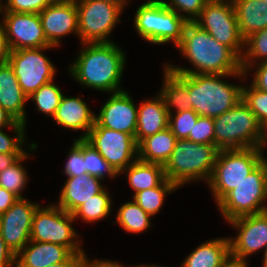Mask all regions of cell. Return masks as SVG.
Here are the masks:
<instances>
[{
  "label": "cell",
  "mask_w": 267,
  "mask_h": 267,
  "mask_svg": "<svg viewBox=\"0 0 267 267\" xmlns=\"http://www.w3.org/2000/svg\"><path fill=\"white\" fill-rule=\"evenodd\" d=\"M249 261L235 257L231 253L222 261L219 267H249Z\"/></svg>",
  "instance_id": "681fc988"
},
{
  "label": "cell",
  "mask_w": 267,
  "mask_h": 267,
  "mask_svg": "<svg viewBox=\"0 0 267 267\" xmlns=\"http://www.w3.org/2000/svg\"><path fill=\"white\" fill-rule=\"evenodd\" d=\"M18 199L13 193L0 187V214L8 211Z\"/></svg>",
  "instance_id": "bcb514c9"
},
{
  "label": "cell",
  "mask_w": 267,
  "mask_h": 267,
  "mask_svg": "<svg viewBox=\"0 0 267 267\" xmlns=\"http://www.w3.org/2000/svg\"><path fill=\"white\" fill-rule=\"evenodd\" d=\"M219 151L216 145L177 139L169 160L163 166L165 176L178 188L196 180L208 183Z\"/></svg>",
  "instance_id": "277c9868"
},
{
  "label": "cell",
  "mask_w": 267,
  "mask_h": 267,
  "mask_svg": "<svg viewBox=\"0 0 267 267\" xmlns=\"http://www.w3.org/2000/svg\"><path fill=\"white\" fill-rule=\"evenodd\" d=\"M27 101L28 97L22 91L11 65L8 62L0 65V106L25 126Z\"/></svg>",
  "instance_id": "7402d4cb"
},
{
  "label": "cell",
  "mask_w": 267,
  "mask_h": 267,
  "mask_svg": "<svg viewBox=\"0 0 267 267\" xmlns=\"http://www.w3.org/2000/svg\"><path fill=\"white\" fill-rule=\"evenodd\" d=\"M137 267H165V266H157V265H137Z\"/></svg>",
  "instance_id": "6f0895ef"
},
{
  "label": "cell",
  "mask_w": 267,
  "mask_h": 267,
  "mask_svg": "<svg viewBox=\"0 0 267 267\" xmlns=\"http://www.w3.org/2000/svg\"><path fill=\"white\" fill-rule=\"evenodd\" d=\"M9 47L4 36V32L0 23V65L6 63L9 57Z\"/></svg>",
  "instance_id": "f907efd6"
},
{
  "label": "cell",
  "mask_w": 267,
  "mask_h": 267,
  "mask_svg": "<svg viewBox=\"0 0 267 267\" xmlns=\"http://www.w3.org/2000/svg\"><path fill=\"white\" fill-rule=\"evenodd\" d=\"M253 69L255 72L252 76L253 81L251 82V84L257 89L267 92V61H263V62L249 66L245 70V75L246 76L249 75ZM248 71H249V74H248Z\"/></svg>",
  "instance_id": "7bdbcfd3"
},
{
  "label": "cell",
  "mask_w": 267,
  "mask_h": 267,
  "mask_svg": "<svg viewBox=\"0 0 267 267\" xmlns=\"http://www.w3.org/2000/svg\"><path fill=\"white\" fill-rule=\"evenodd\" d=\"M1 15L9 50L51 46L45 38L39 14L3 11Z\"/></svg>",
  "instance_id": "5bb4252c"
},
{
  "label": "cell",
  "mask_w": 267,
  "mask_h": 267,
  "mask_svg": "<svg viewBox=\"0 0 267 267\" xmlns=\"http://www.w3.org/2000/svg\"><path fill=\"white\" fill-rule=\"evenodd\" d=\"M66 179L60 191L59 201L56 204L58 207L71 214L83 203L106 188L103 187L101 179L88 174Z\"/></svg>",
  "instance_id": "ffe728a7"
},
{
  "label": "cell",
  "mask_w": 267,
  "mask_h": 267,
  "mask_svg": "<svg viewBox=\"0 0 267 267\" xmlns=\"http://www.w3.org/2000/svg\"><path fill=\"white\" fill-rule=\"evenodd\" d=\"M45 38L59 47L60 38L75 34L79 38L78 11L75 1L55 0L39 13Z\"/></svg>",
  "instance_id": "ac0fdd59"
},
{
  "label": "cell",
  "mask_w": 267,
  "mask_h": 267,
  "mask_svg": "<svg viewBox=\"0 0 267 267\" xmlns=\"http://www.w3.org/2000/svg\"><path fill=\"white\" fill-rule=\"evenodd\" d=\"M263 61H267V28L253 33L244 40L242 71L245 72L249 66Z\"/></svg>",
  "instance_id": "d6a6232c"
},
{
  "label": "cell",
  "mask_w": 267,
  "mask_h": 267,
  "mask_svg": "<svg viewBox=\"0 0 267 267\" xmlns=\"http://www.w3.org/2000/svg\"><path fill=\"white\" fill-rule=\"evenodd\" d=\"M240 30L247 37L267 28V2L263 0H232Z\"/></svg>",
  "instance_id": "d4e9b609"
},
{
  "label": "cell",
  "mask_w": 267,
  "mask_h": 267,
  "mask_svg": "<svg viewBox=\"0 0 267 267\" xmlns=\"http://www.w3.org/2000/svg\"><path fill=\"white\" fill-rule=\"evenodd\" d=\"M84 140L120 172L138 159V144L134 136L105 127H92Z\"/></svg>",
  "instance_id": "4fadbf2b"
},
{
  "label": "cell",
  "mask_w": 267,
  "mask_h": 267,
  "mask_svg": "<svg viewBox=\"0 0 267 267\" xmlns=\"http://www.w3.org/2000/svg\"><path fill=\"white\" fill-rule=\"evenodd\" d=\"M194 23L242 57L244 39L240 35L232 0L205 4Z\"/></svg>",
  "instance_id": "7c38bea8"
},
{
  "label": "cell",
  "mask_w": 267,
  "mask_h": 267,
  "mask_svg": "<svg viewBox=\"0 0 267 267\" xmlns=\"http://www.w3.org/2000/svg\"><path fill=\"white\" fill-rule=\"evenodd\" d=\"M3 129L5 128H0V153H26L28 148H23L26 146L25 124L17 121L13 125L12 130L16 134L14 137H10Z\"/></svg>",
  "instance_id": "74e56055"
},
{
  "label": "cell",
  "mask_w": 267,
  "mask_h": 267,
  "mask_svg": "<svg viewBox=\"0 0 267 267\" xmlns=\"http://www.w3.org/2000/svg\"><path fill=\"white\" fill-rule=\"evenodd\" d=\"M28 151L21 156L13 165L0 172V187L13 193L18 198H25L22 191L25 189L28 182V173L23 164V161L29 159V151L37 149V143L32 142L28 144Z\"/></svg>",
  "instance_id": "f1b7e54d"
},
{
  "label": "cell",
  "mask_w": 267,
  "mask_h": 267,
  "mask_svg": "<svg viewBox=\"0 0 267 267\" xmlns=\"http://www.w3.org/2000/svg\"><path fill=\"white\" fill-rule=\"evenodd\" d=\"M72 254L63 245L30 240L16 255L15 267H48L66 261Z\"/></svg>",
  "instance_id": "44dd1931"
},
{
  "label": "cell",
  "mask_w": 267,
  "mask_h": 267,
  "mask_svg": "<svg viewBox=\"0 0 267 267\" xmlns=\"http://www.w3.org/2000/svg\"><path fill=\"white\" fill-rule=\"evenodd\" d=\"M83 159L85 161V171L92 177H97L101 180H105V175H108L109 179H116V177L119 176L114 168L105 161V159L98 153V151L90 146L84 139Z\"/></svg>",
  "instance_id": "e575fe53"
},
{
  "label": "cell",
  "mask_w": 267,
  "mask_h": 267,
  "mask_svg": "<svg viewBox=\"0 0 267 267\" xmlns=\"http://www.w3.org/2000/svg\"><path fill=\"white\" fill-rule=\"evenodd\" d=\"M83 267H126L122 263H119V261H113V260H102V259H89L88 256L85 254L83 258ZM130 267H137V265H133Z\"/></svg>",
  "instance_id": "f6af8a7d"
},
{
  "label": "cell",
  "mask_w": 267,
  "mask_h": 267,
  "mask_svg": "<svg viewBox=\"0 0 267 267\" xmlns=\"http://www.w3.org/2000/svg\"><path fill=\"white\" fill-rule=\"evenodd\" d=\"M265 158L260 148L220 150L207 183L215 202L236 188Z\"/></svg>",
  "instance_id": "8992f818"
},
{
  "label": "cell",
  "mask_w": 267,
  "mask_h": 267,
  "mask_svg": "<svg viewBox=\"0 0 267 267\" xmlns=\"http://www.w3.org/2000/svg\"><path fill=\"white\" fill-rule=\"evenodd\" d=\"M104 1L110 4L118 5L123 11L126 8L127 4L130 2L129 0H99Z\"/></svg>",
  "instance_id": "f5cc1de1"
},
{
  "label": "cell",
  "mask_w": 267,
  "mask_h": 267,
  "mask_svg": "<svg viewBox=\"0 0 267 267\" xmlns=\"http://www.w3.org/2000/svg\"><path fill=\"white\" fill-rule=\"evenodd\" d=\"M267 158H265L236 188L218 203L220 214L229 222L238 217L267 211Z\"/></svg>",
  "instance_id": "ba28073f"
},
{
  "label": "cell",
  "mask_w": 267,
  "mask_h": 267,
  "mask_svg": "<svg viewBox=\"0 0 267 267\" xmlns=\"http://www.w3.org/2000/svg\"><path fill=\"white\" fill-rule=\"evenodd\" d=\"M16 255L6 245L0 232V267H15Z\"/></svg>",
  "instance_id": "ee69618b"
},
{
  "label": "cell",
  "mask_w": 267,
  "mask_h": 267,
  "mask_svg": "<svg viewBox=\"0 0 267 267\" xmlns=\"http://www.w3.org/2000/svg\"><path fill=\"white\" fill-rule=\"evenodd\" d=\"M67 162L64 167V174L67 178L87 174L85 171V161L83 159V139L73 140L72 147L69 149Z\"/></svg>",
  "instance_id": "ab89813d"
},
{
  "label": "cell",
  "mask_w": 267,
  "mask_h": 267,
  "mask_svg": "<svg viewBox=\"0 0 267 267\" xmlns=\"http://www.w3.org/2000/svg\"><path fill=\"white\" fill-rule=\"evenodd\" d=\"M226 77L242 81L246 75L244 71L236 74H188L191 109L199 116L218 117L242 101L243 84L227 83L222 80Z\"/></svg>",
  "instance_id": "3957f363"
},
{
  "label": "cell",
  "mask_w": 267,
  "mask_h": 267,
  "mask_svg": "<svg viewBox=\"0 0 267 267\" xmlns=\"http://www.w3.org/2000/svg\"><path fill=\"white\" fill-rule=\"evenodd\" d=\"M126 173L128 183L135 193L158 187L165 179L163 165L135 160L119 175Z\"/></svg>",
  "instance_id": "83f0119b"
},
{
  "label": "cell",
  "mask_w": 267,
  "mask_h": 267,
  "mask_svg": "<svg viewBox=\"0 0 267 267\" xmlns=\"http://www.w3.org/2000/svg\"><path fill=\"white\" fill-rule=\"evenodd\" d=\"M40 205L19 198L8 211L0 214L1 235L15 255L30 241L33 216Z\"/></svg>",
  "instance_id": "9a60e30c"
},
{
  "label": "cell",
  "mask_w": 267,
  "mask_h": 267,
  "mask_svg": "<svg viewBox=\"0 0 267 267\" xmlns=\"http://www.w3.org/2000/svg\"><path fill=\"white\" fill-rule=\"evenodd\" d=\"M176 189L179 188L166 178L158 187L134 193L132 198L148 215L153 217L160 212L165 196Z\"/></svg>",
  "instance_id": "1f68e13d"
},
{
  "label": "cell",
  "mask_w": 267,
  "mask_h": 267,
  "mask_svg": "<svg viewBox=\"0 0 267 267\" xmlns=\"http://www.w3.org/2000/svg\"><path fill=\"white\" fill-rule=\"evenodd\" d=\"M109 99L95 115L93 127H105L111 130L125 132L135 137L138 106L127 90L111 93Z\"/></svg>",
  "instance_id": "e0dca14e"
},
{
  "label": "cell",
  "mask_w": 267,
  "mask_h": 267,
  "mask_svg": "<svg viewBox=\"0 0 267 267\" xmlns=\"http://www.w3.org/2000/svg\"><path fill=\"white\" fill-rule=\"evenodd\" d=\"M78 57L69 65L73 80L96 91L117 93L123 91L121 78L126 52L113 42L82 43Z\"/></svg>",
  "instance_id": "6da1fadb"
},
{
  "label": "cell",
  "mask_w": 267,
  "mask_h": 267,
  "mask_svg": "<svg viewBox=\"0 0 267 267\" xmlns=\"http://www.w3.org/2000/svg\"><path fill=\"white\" fill-rule=\"evenodd\" d=\"M222 1H225V0H203V2L205 4H207V3H217V2H222Z\"/></svg>",
  "instance_id": "9f6ffc18"
},
{
  "label": "cell",
  "mask_w": 267,
  "mask_h": 267,
  "mask_svg": "<svg viewBox=\"0 0 267 267\" xmlns=\"http://www.w3.org/2000/svg\"><path fill=\"white\" fill-rule=\"evenodd\" d=\"M163 84L158 92L169 113L172 109L186 111L191 109L188 91V74L174 73L163 65Z\"/></svg>",
  "instance_id": "cb8c5ba5"
},
{
  "label": "cell",
  "mask_w": 267,
  "mask_h": 267,
  "mask_svg": "<svg viewBox=\"0 0 267 267\" xmlns=\"http://www.w3.org/2000/svg\"><path fill=\"white\" fill-rule=\"evenodd\" d=\"M162 1L168 8L176 11L187 22H194L200 15L205 3L203 0H148Z\"/></svg>",
  "instance_id": "f35d334b"
},
{
  "label": "cell",
  "mask_w": 267,
  "mask_h": 267,
  "mask_svg": "<svg viewBox=\"0 0 267 267\" xmlns=\"http://www.w3.org/2000/svg\"><path fill=\"white\" fill-rule=\"evenodd\" d=\"M84 256L85 254H72L66 261L48 267H83Z\"/></svg>",
  "instance_id": "7dc6e473"
},
{
  "label": "cell",
  "mask_w": 267,
  "mask_h": 267,
  "mask_svg": "<svg viewBox=\"0 0 267 267\" xmlns=\"http://www.w3.org/2000/svg\"><path fill=\"white\" fill-rule=\"evenodd\" d=\"M188 22L162 1H146L134 16V28L143 40L154 45L172 42L177 46Z\"/></svg>",
  "instance_id": "52a82bcc"
},
{
  "label": "cell",
  "mask_w": 267,
  "mask_h": 267,
  "mask_svg": "<svg viewBox=\"0 0 267 267\" xmlns=\"http://www.w3.org/2000/svg\"><path fill=\"white\" fill-rule=\"evenodd\" d=\"M73 214L52 203L39 206L34 213L30 240L59 244L67 247L73 254H86L76 229Z\"/></svg>",
  "instance_id": "9c48e42d"
},
{
  "label": "cell",
  "mask_w": 267,
  "mask_h": 267,
  "mask_svg": "<svg viewBox=\"0 0 267 267\" xmlns=\"http://www.w3.org/2000/svg\"><path fill=\"white\" fill-rule=\"evenodd\" d=\"M229 253V237H215L203 242L189 253L181 267H219Z\"/></svg>",
  "instance_id": "484cf974"
},
{
  "label": "cell",
  "mask_w": 267,
  "mask_h": 267,
  "mask_svg": "<svg viewBox=\"0 0 267 267\" xmlns=\"http://www.w3.org/2000/svg\"><path fill=\"white\" fill-rule=\"evenodd\" d=\"M25 153H0V172L13 165Z\"/></svg>",
  "instance_id": "c3c4849f"
},
{
  "label": "cell",
  "mask_w": 267,
  "mask_h": 267,
  "mask_svg": "<svg viewBox=\"0 0 267 267\" xmlns=\"http://www.w3.org/2000/svg\"><path fill=\"white\" fill-rule=\"evenodd\" d=\"M50 81L49 83L42 85L37 91H35L28 100H32L37 107V111L44 113L47 117L53 119L56 110L59 106L60 100L64 95L61 88Z\"/></svg>",
  "instance_id": "836d02e7"
},
{
  "label": "cell",
  "mask_w": 267,
  "mask_h": 267,
  "mask_svg": "<svg viewBox=\"0 0 267 267\" xmlns=\"http://www.w3.org/2000/svg\"><path fill=\"white\" fill-rule=\"evenodd\" d=\"M116 222L125 232L140 234L151 226V216L148 215L136 202L123 203L117 211Z\"/></svg>",
  "instance_id": "f546056e"
},
{
  "label": "cell",
  "mask_w": 267,
  "mask_h": 267,
  "mask_svg": "<svg viewBox=\"0 0 267 267\" xmlns=\"http://www.w3.org/2000/svg\"><path fill=\"white\" fill-rule=\"evenodd\" d=\"M264 255H263V262H262V267H267V247L265 248Z\"/></svg>",
  "instance_id": "11a10c76"
},
{
  "label": "cell",
  "mask_w": 267,
  "mask_h": 267,
  "mask_svg": "<svg viewBox=\"0 0 267 267\" xmlns=\"http://www.w3.org/2000/svg\"><path fill=\"white\" fill-rule=\"evenodd\" d=\"M188 140L197 144L215 145L213 118L199 116L193 130L189 134Z\"/></svg>",
  "instance_id": "60d3db41"
},
{
  "label": "cell",
  "mask_w": 267,
  "mask_h": 267,
  "mask_svg": "<svg viewBox=\"0 0 267 267\" xmlns=\"http://www.w3.org/2000/svg\"><path fill=\"white\" fill-rule=\"evenodd\" d=\"M105 188L99 194L93 196L91 199L83 203L72 214L74 219H82L86 223L97 222L108 217L112 208V197ZM80 217V218H79Z\"/></svg>",
  "instance_id": "4dcf8cb0"
},
{
  "label": "cell",
  "mask_w": 267,
  "mask_h": 267,
  "mask_svg": "<svg viewBox=\"0 0 267 267\" xmlns=\"http://www.w3.org/2000/svg\"><path fill=\"white\" fill-rule=\"evenodd\" d=\"M169 127V112L162 97L157 93L155 98L142 100L138 105V118L135 140L139 144L144 138L154 135Z\"/></svg>",
  "instance_id": "603a6c76"
},
{
  "label": "cell",
  "mask_w": 267,
  "mask_h": 267,
  "mask_svg": "<svg viewBox=\"0 0 267 267\" xmlns=\"http://www.w3.org/2000/svg\"><path fill=\"white\" fill-rule=\"evenodd\" d=\"M176 140L169 127L148 136L138 144V159L164 166L173 152Z\"/></svg>",
  "instance_id": "4316f807"
},
{
  "label": "cell",
  "mask_w": 267,
  "mask_h": 267,
  "mask_svg": "<svg viewBox=\"0 0 267 267\" xmlns=\"http://www.w3.org/2000/svg\"><path fill=\"white\" fill-rule=\"evenodd\" d=\"M80 43L113 42L109 36L123 10L99 0H76Z\"/></svg>",
  "instance_id": "8fae6325"
},
{
  "label": "cell",
  "mask_w": 267,
  "mask_h": 267,
  "mask_svg": "<svg viewBox=\"0 0 267 267\" xmlns=\"http://www.w3.org/2000/svg\"><path fill=\"white\" fill-rule=\"evenodd\" d=\"M213 120L215 145L220 150L260 148L263 127L243 101Z\"/></svg>",
  "instance_id": "5b68a950"
},
{
  "label": "cell",
  "mask_w": 267,
  "mask_h": 267,
  "mask_svg": "<svg viewBox=\"0 0 267 267\" xmlns=\"http://www.w3.org/2000/svg\"><path fill=\"white\" fill-rule=\"evenodd\" d=\"M238 231L230 238V253L243 260L267 247V211L238 217L228 222Z\"/></svg>",
  "instance_id": "2e32d148"
},
{
  "label": "cell",
  "mask_w": 267,
  "mask_h": 267,
  "mask_svg": "<svg viewBox=\"0 0 267 267\" xmlns=\"http://www.w3.org/2000/svg\"><path fill=\"white\" fill-rule=\"evenodd\" d=\"M194 69L164 64L181 74H236L242 72L241 58L229 47L218 42L194 22H188L181 42L176 46Z\"/></svg>",
  "instance_id": "7a4b0ae2"
},
{
  "label": "cell",
  "mask_w": 267,
  "mask_h": 267,
  "mask_svg": "<svg viewBox=\"0 0 267 267\" xmlns=\"http://www.w3.org/2000/svg\"><path fill=\"white\" fill-rule=\"evenodd\" d=\"M17 120L0 106V128L13 129Z\"/></svg>",
  "instance_id": "816d5d0a"
},
{
  "label": "cell",
  "mask_w": 267,
  "mask_h": 267,
  "mask_svg": "<svg viewBox=\"0 0 267 267\" xmlns=\"http://www.w3.org/2000/svg\"><path fill=\"white\" fill-rule=\"evenodd\" d=\"M95 115L82 98L63 95L53 120L68 130L83 131L79 139H84L94 126Z\"/></svg>",
  "instance_id": "d6986e66"
},
{
  "label": "cell",
  "mask_w": 267,
  "mask_h": 267,
  "mask_svg": "<svg viewBox=\"0 0 267 267\" xmlns=\"http://www.w3.org/2000/svg\"><path fill=\"white\" fill-rule=\"evenodd\" d=\"M4 6H5V3L2 2V0H0V15L3 12Z\"/></svg>",
  "instance_id": "680465c9"
},
{
  "label": "cell",
  "mask_w": 267,
  "mask_h": 267,
  "mask_svg": "<svg viewBox=\"0 0 267 267\" xmlns=\"http://www.w3.org/2000/svg\"><path fill=\"white\" fill-rule=\"evenodd\" d=\"M51 48L53 49L55 46L9 51L7 62L11 65L19 85L27 97L31 96L42 85L54 81L57 69L44 54L45 50Z\"/></svg>",
  "instance_id": "30bf717a"
},
{
  "label": "cell",
  "mask_w": 267,
  "mask_h": 267,
  "mask_svg": "<svg viewBox=\"0 0 267 267\" xmlns=\"http://www.w3.org/2000/svg\"><path fill=\"white\" fill-rule=\"evenodd\" d=\"M267 147V125H265L263 127V138H262V142H261V145H260V149L263 151H265V148Z\"/></svg>",
  "instance_id": "db71d44e"
},
{
  "label": "cell",
  "mask_w": 267,
  "mask_h": 267,
  "mask_svg": "<svg viewBox=\"0 0 267 267\" xmlns=\"http://www.w3.org/2000/svg\"><path fill=\"white\" fill-rule=\"evenodd\" d=\"M198 117L199 115L192 109L169 113V128L177 139H188Z\"/></svg>",
  "instance_id": "8d00e7d4"
},
{
  "label": "cell",
  "mask_w": 267,
  "mask_h": 267,
  "mask_svg": "<svg viewBox=\"0 0 267 267\" xmlns=\"http://www.w3.org/2000/svg\"><path fill=\"white\" fill-rule=\"evenodd\" d=\"M54 1L55 0H6L3 11L39 14Z\"/></svg>",
  "instance_id": "b9f144b4"
},
{
  "label": "cell",
  "mask_w": 267,
  "mask_h": 267,
  "mask_svg": "<svg viewBox=\"0 0 267 267\" xmlns=\"http://www.w3.org/2000/svg\"><path fill=\"white\" fill-rule=\"evenodd\" d=\"M242 101L251 109L259 124L267 125V92L259 90L251 83L242 87Z\"/></svg>",
  "instance_id": "d590c367"
}]
</instances>
